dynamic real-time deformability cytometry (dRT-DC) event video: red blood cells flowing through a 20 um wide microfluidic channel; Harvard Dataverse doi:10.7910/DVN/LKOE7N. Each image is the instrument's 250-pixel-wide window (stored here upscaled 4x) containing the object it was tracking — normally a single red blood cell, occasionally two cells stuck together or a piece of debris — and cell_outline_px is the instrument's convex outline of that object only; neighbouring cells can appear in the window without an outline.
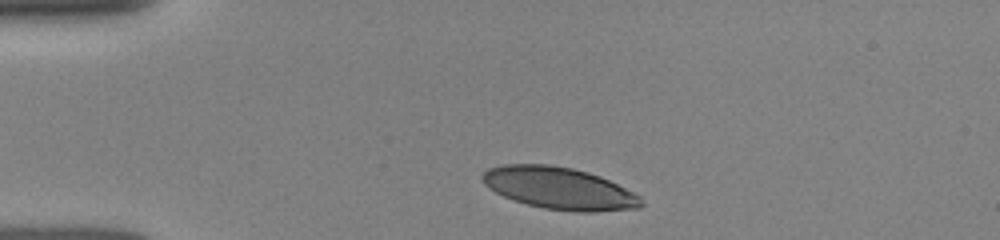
{"species": "human", "species_latin": "Homo sapiens", "temperature_condition": "room temperature", "stored_images_in_passage": 8, "camera_frame_rate_fps": 3000, "um_per_image_px": 0.085, "donor": {"sex": "female"}, "frame": {"image": 1, "passage_image": 1, "time_ms": 0.0, "image_size_px": [1000, 240], "cell_outline_px": [[644, 204], [640, 208], [592, 212], [576, 212], [544, 208], [528, 204], [504, 196], [488, 188], [480, 180], [480, 176], [488, 168], [504, 164], [548, 164], [572, 168], [588, 172], [600, 176], [640, 196]], "centroid_in_image_um": [47.51, 16.0], "position_along_channel_um": 37.5, "area_um2": 38.84}}